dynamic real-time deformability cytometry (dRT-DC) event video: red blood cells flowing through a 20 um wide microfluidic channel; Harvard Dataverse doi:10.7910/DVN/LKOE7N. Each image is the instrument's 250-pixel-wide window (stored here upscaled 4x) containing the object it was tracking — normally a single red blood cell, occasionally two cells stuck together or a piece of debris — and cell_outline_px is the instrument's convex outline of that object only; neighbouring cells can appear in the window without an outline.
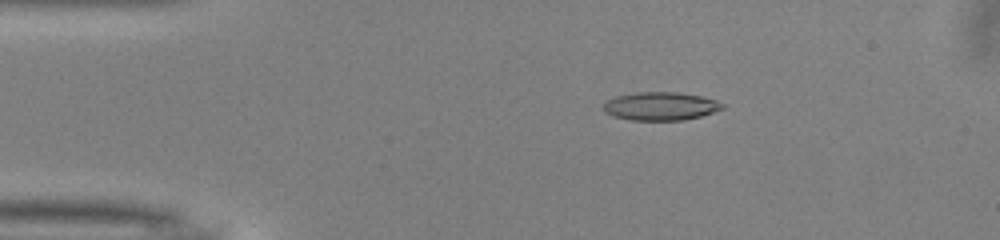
{"species": "common noctule bat (a hibernating species)", "species_latin": "Nyctalus noctula", "temperature_condition": "warm", "stored_images_in_passage": 46, "camera_frame_rate_fps": 3000, "um_per_image_px": 0.085, "animal": {"sex": "male", "body_mass_g": 13.0, "forearm_length_mm": 53.1}, "frame": {"image": 1, "passage_image": 5, "time_ms": 1.333, "image_size_px": [1000, 240], "cell_outline_px": [[724, 108], [700, 116], [684, 120], [632, 120], [612, 116], [604, 112], [600, 108], [608, 100], [616, 96], [636, 92], [680, 92], [700, 96], [716, 100], [724, 104]], "centroid_in_image_um": [56.11, 9.02], "position_along_channel_um": 28.9, "area_um2": 19.65}}
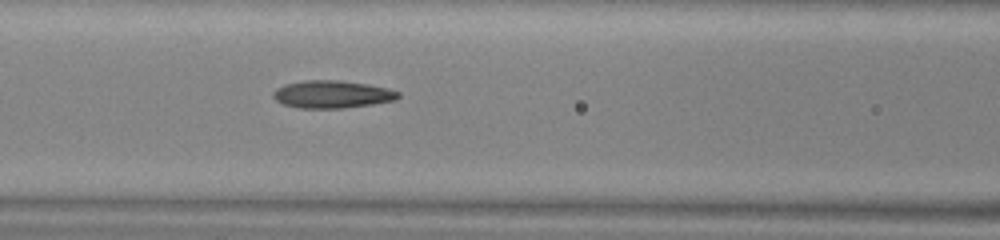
{"frame": {"image": 2, "passage_image": 17, "time_ms": 5.333, "image_size_px": [1000, 240], "cell_outline_px": [[400, 96], [396, 100], [372, 104], [340, 108], [300, 108], [284, 104], [276, 100], [272, 96], [272, 92], [276, 88], [284, 84], [304, 80], [340, 80], [368, 84], [388, 88], [400, 92]], "centroid_in_image_um": [28.23, 8.0], "position_along_channel_um": 138.4, "area_um2": 20.17}}
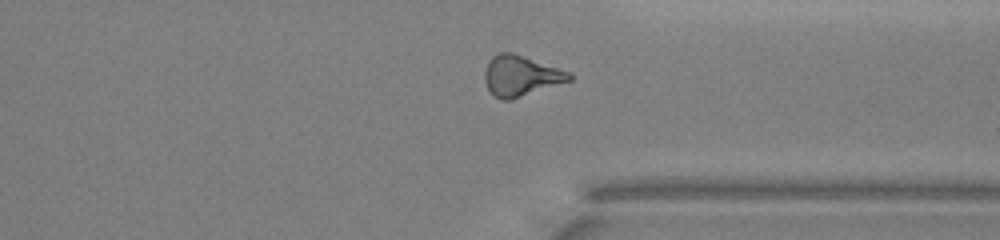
{"frame": {"image": 3, "passage_image": 34, "time_ms": 11.0, "image_size_px": [1000, 240], "cell_outline_px": [[572, 80], [512, 100], [500, 100], [488, 88], [484, 80], [484, 72], [492, 56], [500, 52], [512, 52], [524, 56], [568, 72], [572, 76]], "centroid_in_image_um": [44.25, 6.46], "position_along_channel_um": 367.1, "area_um2": 19.77}, "authors_computed_cell_mechanics": {"area_um2": 19.6231, "velocity_mm_per_s": 4.0615, "shape_relaxation_time_tau1_ms": null, "shape_relaxation_time_tau2_ms": 4.2046, "deformation_change_tau1": null, "deformation_change_tau2": 0.1547}}